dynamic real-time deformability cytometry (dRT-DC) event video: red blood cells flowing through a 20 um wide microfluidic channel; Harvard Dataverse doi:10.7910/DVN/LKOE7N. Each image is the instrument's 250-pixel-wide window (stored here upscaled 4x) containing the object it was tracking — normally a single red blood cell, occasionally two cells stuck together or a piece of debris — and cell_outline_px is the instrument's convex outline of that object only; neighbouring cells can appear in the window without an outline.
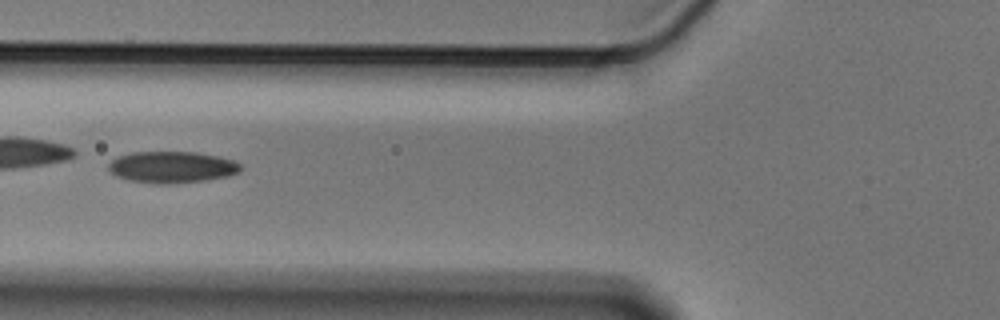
{"species": "Egyptian fruit bat (a non-hibernating species)", "species_latin": "Rousettus aegyptiacus", "temperature_condition": "cold", "stored_images_in_passage": 16, "camera_frame_rate_fps": 3000, "um_per_image_px": 0.085, "animal": {"sex": "male"}, "frame": {"image": 1, "passage_image": 7, "time_ms": 2.0, "image_size_px": [1000, 320], "cell_outline_px": [[240, 172], [228, 176], [208, 180], [168, 184], [156, 184], [128, 180], [116, 176], [108, 172], [108, 164], [112, 160], [120, 156], [132, 152], [196, 152], [216, 156], [232, 160], [240, 164]], "centroid_in_image_um": [14.58, 14.22], "position_along_channel_um": 111.2, "area_um2": 24.33}}